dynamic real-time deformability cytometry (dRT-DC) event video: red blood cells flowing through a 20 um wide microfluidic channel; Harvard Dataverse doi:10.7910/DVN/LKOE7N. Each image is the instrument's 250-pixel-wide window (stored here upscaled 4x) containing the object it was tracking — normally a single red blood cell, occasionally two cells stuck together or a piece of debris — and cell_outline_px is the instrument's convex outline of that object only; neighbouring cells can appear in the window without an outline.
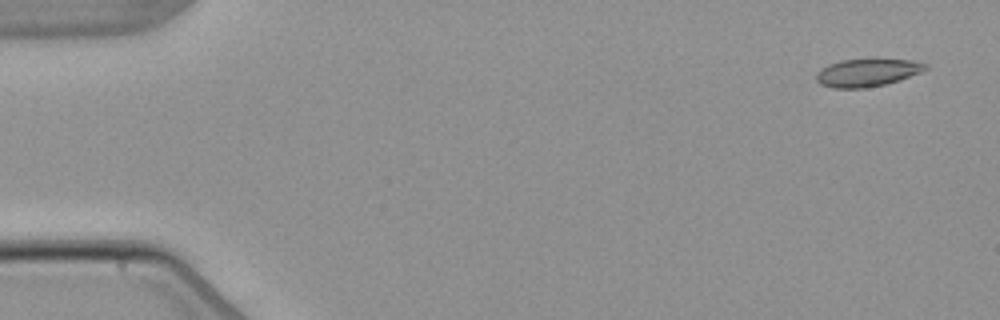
{"species": "common noctule bat (a hibernating species)", "species_latin": "Nyctalus noctula", "temperature_condition": "warm", "stored_images_in_passage": 5, "camera_frame_rate_fps": 3000, "um_per_image_px": 0.085, "animal": {"sex": "male", "body_mass_g": 21.5, "forearm_length_mm": 52.0}, "frame": {"image": 1, "passage_image": 1, "time_ms": 0.0, "image_size_px": [1000, 320], "cell_outline_px": [[928, 68], [920, 72], [900, 80], [884, 84], [864, 88], [832, 88], [820, 84], [816, 80], [816, 72], [820, 68], [828, 64], [840, 60], [916, 60], [928, 64]], "centroid_in_image_um": [73.68, 6.18], "position_along_channel_um": 11.3, "area_um2": 17.57}}
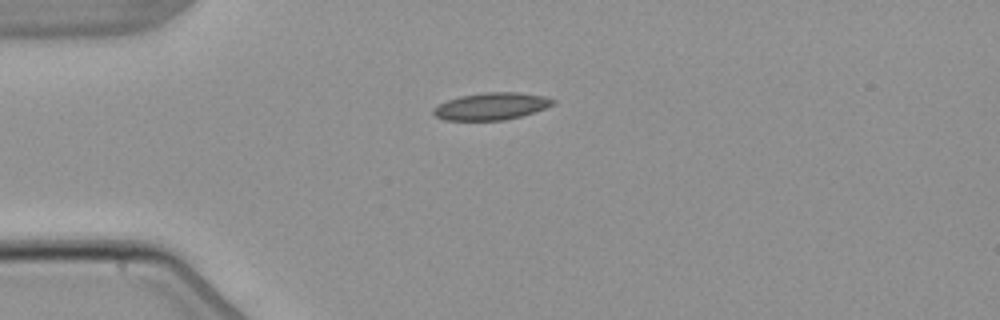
{"frame": {"image": 2, "passage_image": 4, "time_ms": 3.667, "image_size_px": [1000, 320], "cell_outline_px": [[556, 104], [536, 112], [504, 120], [444, 120], [436, 116], [432, 112], [432, 108], [448, 100], [460, 96], [484, 92], [516, 92], [544, 96], [556, 100]], "centroid_in_image_um": [41.79, 9.03], "position_along_channel_um": 43.2, "area_um2": 18.96}}